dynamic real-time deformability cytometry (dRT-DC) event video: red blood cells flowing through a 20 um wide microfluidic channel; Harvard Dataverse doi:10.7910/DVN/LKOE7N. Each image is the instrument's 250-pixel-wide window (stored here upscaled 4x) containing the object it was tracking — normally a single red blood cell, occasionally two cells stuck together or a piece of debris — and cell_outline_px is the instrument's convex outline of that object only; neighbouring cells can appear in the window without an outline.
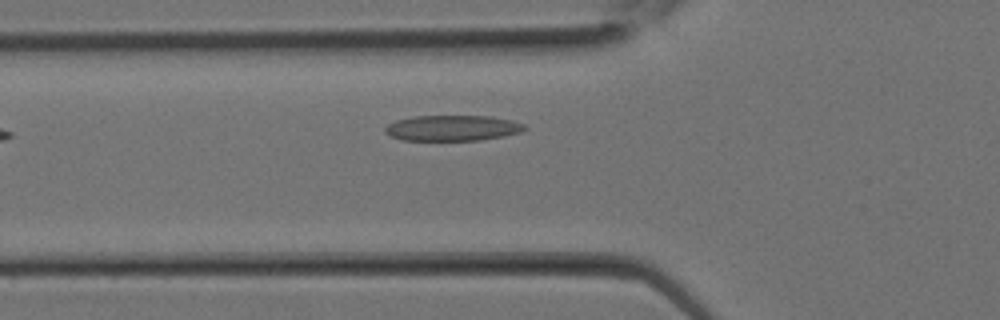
{"species": "Egyptian fruit bat (a non-hibernating species)", "species_latin": "Rousettus aegyptiacus", "temperature_condition": "room temperature", "stored_images_in_passage": 4, "camera_frame_rate_fps": 3000, "um_per_image_px": 0.085, "animal": {"sex": "female"}, "frame": {"image": 1, "passage_image": 2, "time_ms": 0.333, "image_size_px": [1000, 320], "cell_outline_px": [[528, 128], [520, 132], [504, 136], [480, 140], [404, 140], [392, 136], [384, 132], [384, 128], [388, 124], [396, 120], [412, 116], [492, 116], [512, 120], [524, 124]], "centroid_in_image_um": [38.47, 10.87], "position_along_channel_um": 87.3, "area_um2": 20.87}}
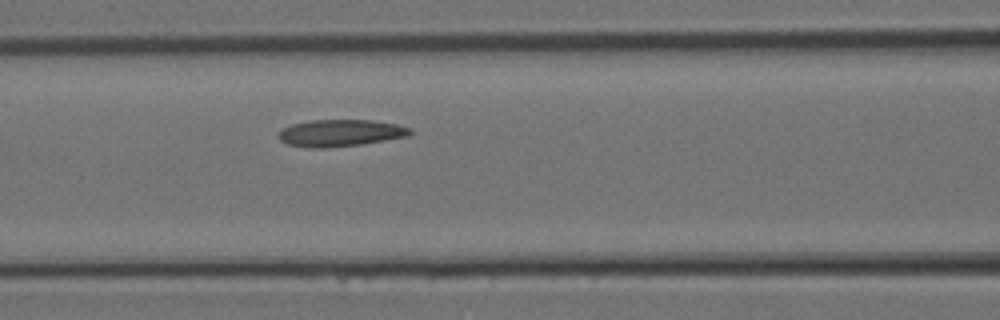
{"frame": {"image": 2, "passage_image": 4, "time_ms": 1.0, "image_size_px": [1000, 320], "cell_outline_px": [[412, 132], [408, 136], [360, 144], [324, 148], [308, 148], [288, 144], [280, 140], [280, 132], [284, 128], [292, 124], [308, 120], [372, 120], [396, 124], [412, 128]], "centroid_in_image_um": [28.94, 11.3], "position_along_channel_um": 137.7, "area_um2": 20.46}}